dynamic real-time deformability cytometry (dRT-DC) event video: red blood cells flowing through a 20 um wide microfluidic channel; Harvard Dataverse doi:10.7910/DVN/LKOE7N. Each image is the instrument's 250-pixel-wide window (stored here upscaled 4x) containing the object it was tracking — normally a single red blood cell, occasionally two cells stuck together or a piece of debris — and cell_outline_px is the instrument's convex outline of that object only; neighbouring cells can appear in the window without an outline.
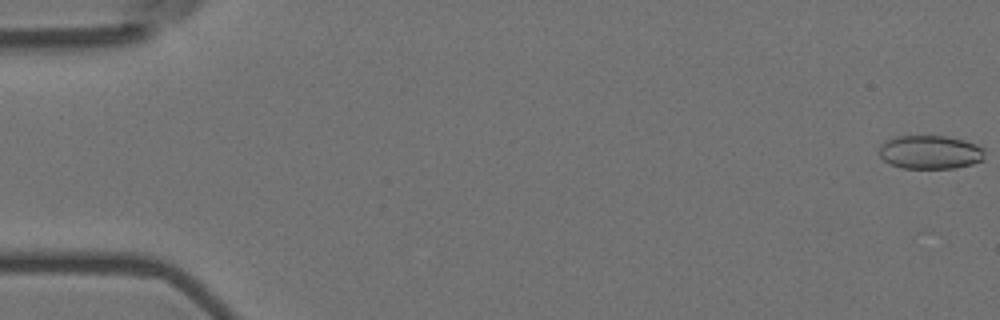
{"species": "Egyptian fruit bat (a non-hibernating species)", "species_latin": "Rousettus aegyptiacus", "temperature_condition": "room temperature", "stored_images_in_passage": 8, "camera_frame_rate_fps": 3000, "um_per_image_px": 0.085, "animal": {"sex": "female"}, "frame": {"image": 1, "passage_image": 1, "time_ms": 0.0, "image_size_px": [1000, 320], "cell_outline_px": [[984, 160], [972, 164], [956, 168], [900, 168], [884, 160], [880, 156], [880, 144], [892, 136], [948, 136], [964, 140], [976, 144], [984, 148]], "centroid_in_image_um": [79.07, 12.93], "position_along_channel_um": 5.9, "area_um2": 20.87}}
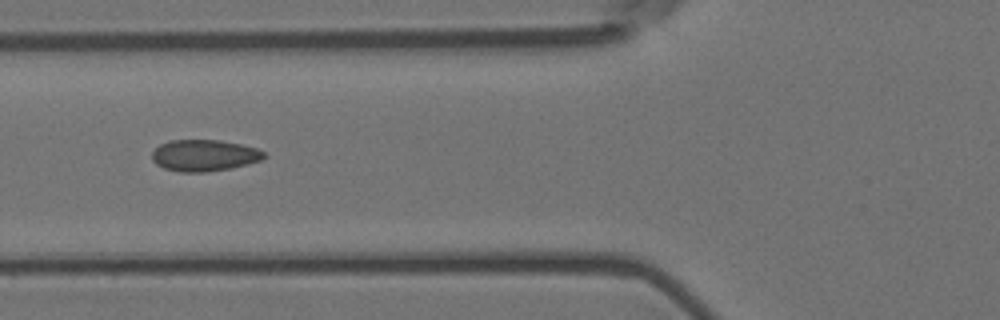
{"frame": {"image": 2, "passage_image": 6, "time_ms": 1.667, "image_size_px": [1000, 320], "cell_outline_px": [[264, 156], [260, 160], [248, 164], [232, 168], [204, 172], [180, 172], [164, 168], [156, 164], [152, 160], [152, 152], [160, 144], [168, 140], [220, 140], [240, 144], [256, 148], [264, 152]], "centroid_in_image_um": [17.32, 13.21], "position_along_channel_um": 108.5, "area_um2": 20.52}}
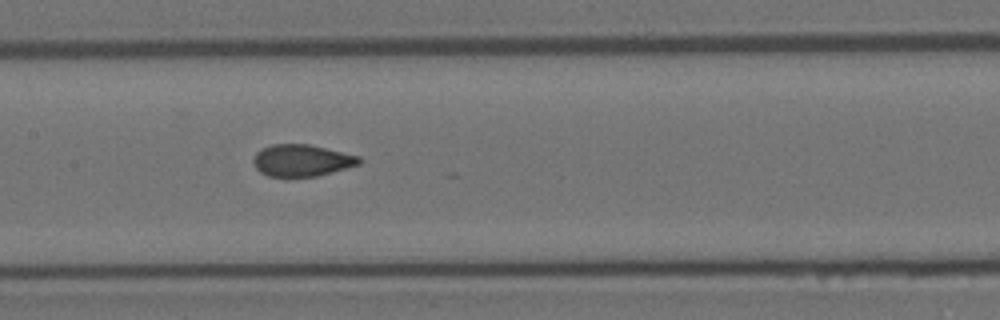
{"frame": {"image": 3, "passage_image": 8, "time_ms": 2.333, "image_size_px": [1000, 320], "cell_outline_px": [[364, 160], [360, 164], [332, 172], [316, 176], [268, 176], [260, 172], [256, 168], [252, 160], [256, 152], [272, 144], [308, 144], [360, 156]], "centroid_in_image_um": [25.66, 13.63], "position_along_channel_um": 181.7, "area_um2": 19.54}}